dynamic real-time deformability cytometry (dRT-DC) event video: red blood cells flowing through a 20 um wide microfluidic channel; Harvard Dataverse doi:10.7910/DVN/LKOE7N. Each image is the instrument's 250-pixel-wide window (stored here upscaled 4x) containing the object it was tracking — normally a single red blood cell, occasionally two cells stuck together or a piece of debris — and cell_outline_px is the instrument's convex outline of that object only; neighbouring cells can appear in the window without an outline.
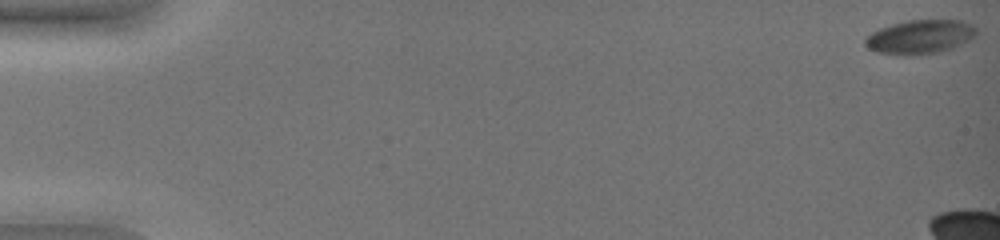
{"species": "common noctule bat (a hibernating species)", "species_latin": "Nyctalus noctula", "temperature_condition": "warm", "stored_images_in_passage": 12, "camera_frame_rate_fps": 3000, "um_per_image_px": 0.085, "animal": {"sex": "female", "body_mass_g": 19.0, "forearm_length_mm": 51.5}, "frame": {"image": 1, "passage_image": 1, "time_ms": 0.0, "image_size_px": [1000, 240], "cell_outline_px": [[976, 36], [952, 48], [940, 52], [880, 52], [868, 48], [864, 44], [864, 40], [872, 32], [880, 28], [892, 24], [908, 20], [960, 20], [976, 28]], "centroid_in_image_um": [78.23, 3.08], "position_along_channel_um": 6.8, "area_um2": 20.92}}